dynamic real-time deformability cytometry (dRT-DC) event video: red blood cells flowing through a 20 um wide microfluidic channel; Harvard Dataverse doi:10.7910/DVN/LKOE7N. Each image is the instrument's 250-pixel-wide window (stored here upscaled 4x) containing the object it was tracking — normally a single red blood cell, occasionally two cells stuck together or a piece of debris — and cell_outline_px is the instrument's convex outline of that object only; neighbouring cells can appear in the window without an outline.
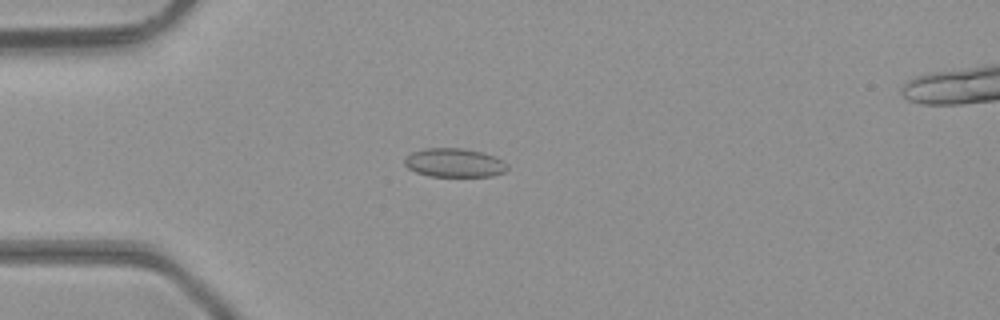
{"species": "common noctule bat (a hibernating species)", "species_latin": "Nyctalus noctula", "temperature_condition": "room temperature", "stored_images_in_passage": 48, "camera_frame_rate_fps": 3000, "um_per_image_px": 0.085, "animal": {"sex": "male", "body_mass_g": 23.1, "forearm_length_mm": 52.7}, "frame": {"image": 1, "passage_image": 13, "time_ms": 4.0, "image_size_px": [1000, 320], "cell_outline_px": [[508, 168], [504, 172], [492, 176], [432, 176], [416, 172], [408, 168], [404, 164], [404, 160], [412, 152], [424, 148], [464, 148], [484, 152], [496, 156], [504, 160], [508, 164]], "centroid_in_image_um": [38.67, 13.82], "position_along_channel_um": 46.3, "area_um2": 17.4}}
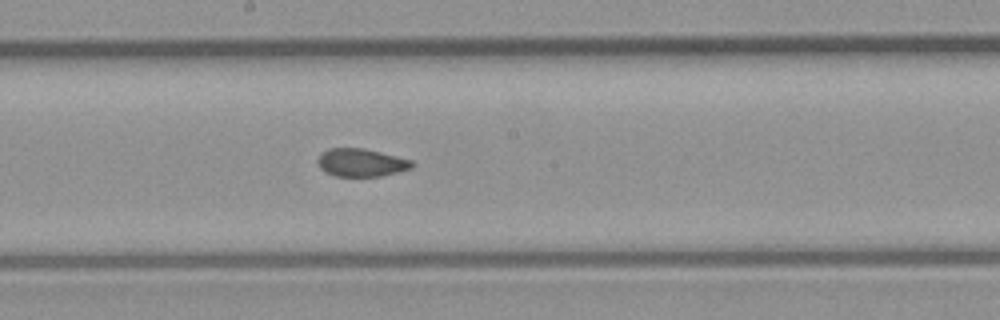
{"frame": {"image": 2, "passage_image": 26, "time_ms": 8.333, "image_size_px": [1000, 320], "cell_outline_px": [[416, 164], [412, 168], [380, 176], [336, 176], [324, 172], [320, 168], [316, 160], [320, 152], [328, 148], [364, 148], [412, 160]], "centroid_in_image_um": [30.66, 13.81], "position_along_channel_um": 217.5, "area_um2": 15.49}}
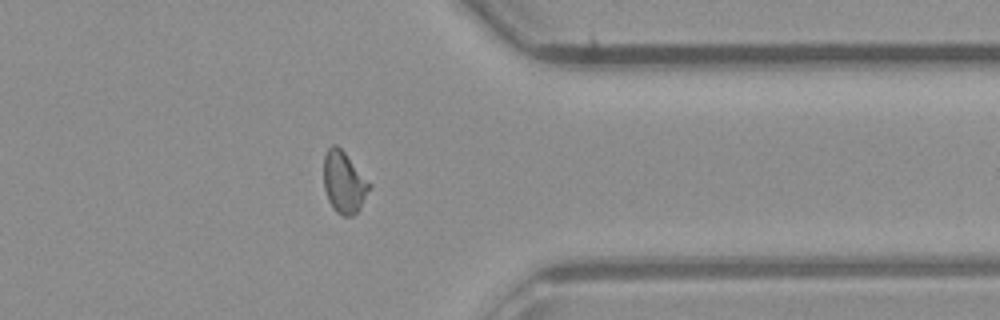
{"frame": {"image": 3, "passage_image": 38, "time_ms": 12.333, "image_size_px": [1000, 320], "cell_outline_px": [[372, 188], [360, 208], [352, 216], [344, 216], [336, 212], [332, 208], [328, 200], [324, 188], [324, 156], [328, 148], [332, 144], [336, 144], [344, 152], [372, 184]], "centroid_in_image_um": [29.25, 15.51], "position_along_channel_um": 382.1, "area_um2": 16.53}, "authors_computed_cell_mechanics": {"area_um2": 16.2996, "velocity_mm_per_s": 4.3534, "shape_relaxation_time_tau1_ms": null, "shape_relaxation_time_tau2_ms": 1.08, "deformation_change_tau1": null, "deformation_change_tau2": 0.0343}}